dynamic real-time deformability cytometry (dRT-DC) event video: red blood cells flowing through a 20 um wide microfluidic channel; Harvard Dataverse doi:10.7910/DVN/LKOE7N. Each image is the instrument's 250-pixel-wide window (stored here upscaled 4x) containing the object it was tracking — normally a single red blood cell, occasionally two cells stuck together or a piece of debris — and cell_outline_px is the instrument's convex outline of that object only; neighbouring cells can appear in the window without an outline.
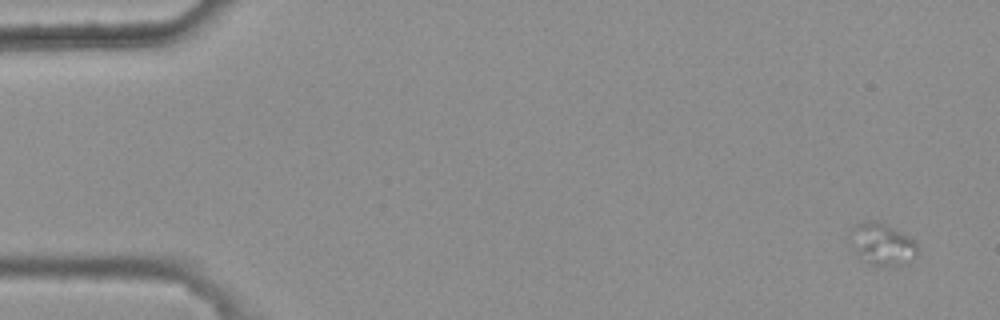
{"species": "common noctule bat (a hibernating species)", "species_latin": "Nyctalus noctula", "temperature_condition": "warm", "stored_images_in_passage": 4, "camera_frame_rate_fps": 3000, "um_per_image_px": 0.085, "animal": {"sex": "female", "body_mass_g": 25.1}, "frame": {"image": 1, "passage_image": 1, "time_ms": 0.0, "image_size_px": [1000, 320], "cell_outline_px": [[916, 252], [888, 264], [876, 264], [856, 252], [852, 228], [856, 224], [868, 220], [880, 220], [908, 236], [916, 244]], "centroid_in_image_um": [74.93, 20.59], "position_along_channel_um": 10.1, "area_um2": 14.45}}
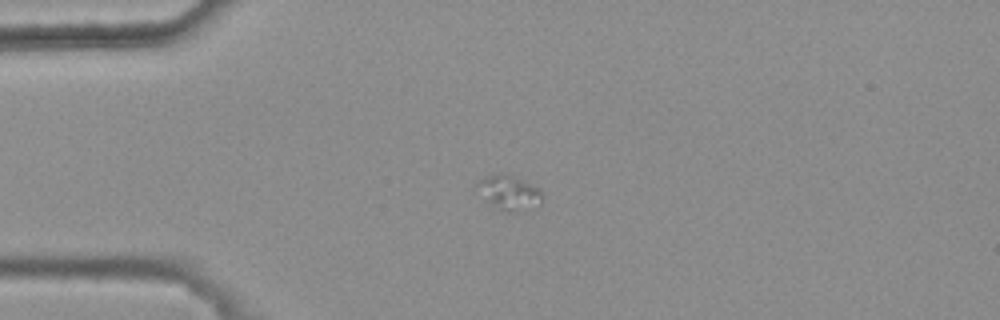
{"frame": {"image": 2, "passage_image": 4, "time_ms": 1.0, "image_size_px": [1000, 320], "cell_outline_px": [[544, 196], [540, 204], [508, 212], [488, 204], [476, 184], [480, 180], [488, 176], [500, 172], [512, 176], [540, 188]], "centroid_in_image_um": [43.29, 16.35], "position_along_channel_um": 41.7, "area_um2": 12.66}}